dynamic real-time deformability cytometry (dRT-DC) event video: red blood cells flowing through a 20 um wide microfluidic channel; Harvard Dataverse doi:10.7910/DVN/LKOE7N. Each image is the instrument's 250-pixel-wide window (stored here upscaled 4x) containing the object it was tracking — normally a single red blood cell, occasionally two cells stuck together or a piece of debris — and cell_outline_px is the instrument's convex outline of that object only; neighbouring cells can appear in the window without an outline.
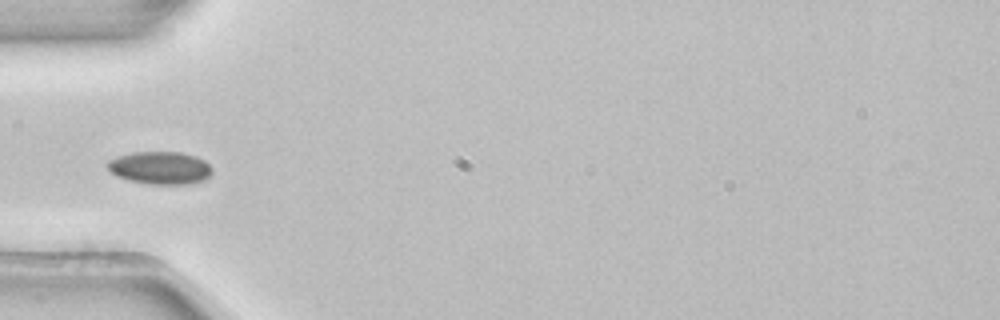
{"species": "common noctule bat (a hibernating species)", "species_latin": "Nyctalus noctula", "temperature_condition": "room temperature", "stored_images_in_passage": 4, "camera_frame_rate_fps": 3000, "um_per_image_px": 0.085, "animal": {"sex": "female", "body_mass_g": 22.7, "forearm_length_mm": 54.2}, "frame": {"image": 1, "passage_image": 4, "time_ms": 1.0, "image_size_px": [1000, 320], "cell_outline_px": [[212, 172], [204, 180], [188, 184], [152, 184], [132, 180], [116, 176], [104, 164], [108, 160], [116, 156], [132, 152], [180, 152], [196, 156], [204, 160], [212, 168]], "centroid_in_image_um": [13.59, 14.25], "position_along_channel_um": 71.4, "area_um2": 19.94}}